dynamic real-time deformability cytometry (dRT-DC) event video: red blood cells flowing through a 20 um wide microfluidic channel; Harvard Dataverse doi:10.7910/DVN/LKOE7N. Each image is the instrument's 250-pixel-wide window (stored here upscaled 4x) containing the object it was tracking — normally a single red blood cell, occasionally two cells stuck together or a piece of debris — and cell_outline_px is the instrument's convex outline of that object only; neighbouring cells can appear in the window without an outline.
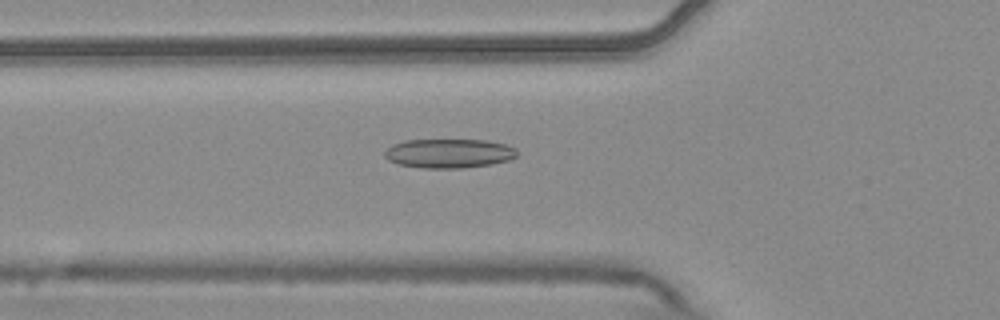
{"species": "common noctule bat (a hibernating species)", "species_latin": "Nyctalus noctula", "temperature_condition": "warm", "stored_images_in_passage": 5, "camera_frame_rate_fps": 3000, "um_per_image_px": 0.085, "animal": {"sex": "male", "body_mass_g": 20.4}, "frame": {"image": 1, "passage_image": 5, "time_ms": 1.333, "image_size_px": [1000, 320], "cell_outline_px": [[516, 156], [508, 160], [488, 164], [460, 168], [420, 168], [400, 164], [388, 160], [384, 156], [384, 152], [392, 144], [404, 140], [484, 140], [504, 144], [516, 148]], "centroid_in_image_um": [38.11, 13.03], "position_along_channel_um": 87.7, "area_um2": 22.31}}